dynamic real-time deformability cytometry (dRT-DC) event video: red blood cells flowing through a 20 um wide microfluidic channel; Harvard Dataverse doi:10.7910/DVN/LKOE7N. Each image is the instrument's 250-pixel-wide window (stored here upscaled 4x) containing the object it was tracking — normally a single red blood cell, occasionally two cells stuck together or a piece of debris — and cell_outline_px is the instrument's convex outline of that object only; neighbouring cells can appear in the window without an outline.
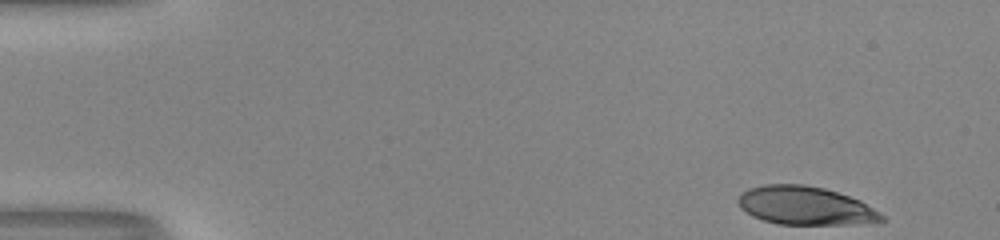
{"species": "human", "species_latin": "Homo sapiens", "temperature_condition": "room temperature", "stored_images_in_passage": 48, "camera_frame_rate_fps": 3000, "um_per_image_px": 0.085, "donor": {"sex": "male"}, "frame": {"image": 1, "passage_image": 1, "time_ms": 0.0, "image_size_px": [1000, 240], "cell_outline_px": [[888, 220], [876, 224], [776, 224], [752, 216], [740, 208], [736, 200], [740, 192], [748, 188], [764, 184], [804, 184], [824, 188], [860, 200], [880, 212]], "centroid_in_image_um": [68.47, 17.49], "position_along_channel_um": 16.5, "area_um2": 32.6}}
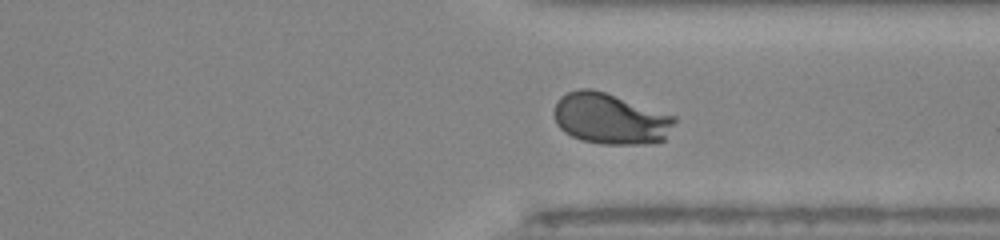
{"frame": {"image": 2, "passage_image": 36, "time_ms": 11.667, "image_size_px": [1000, 240], "cell_outline_px": [[676, 120], [664, 140], [644, 144], [600, 144], [580, 140], [564, 132], [556, 124], [552, 112], [552, 108], [556, 100], [560, 96], [568, 92], [580, 88], [592, 88], [676, 116]], "centroid_in_image_um": [51.81, 10.09], "position_along_channel_um": 359.6, "area_um2": 36.01}}
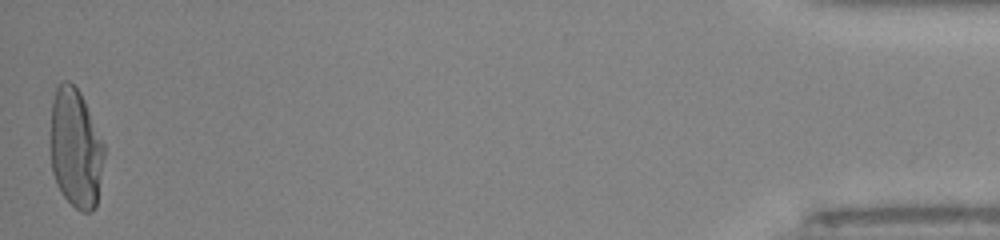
{"frame": {"image": 3, "passage_image": 48, "time_ms": 15.667, "image_size_px": [1000, 240], "cell_outline_px": [[104, 156], [96, 208], [92, 212], [80, 212], [60, 192], [56, 184], [52, 172], [52, 100], [56, 88], [64, 80], [68, 80], [80, 92], [84, 100], [104, 144]], "centroid_in_image_um": [6.44, 12.64], "position_along_channel_um": 428.8, "area_um2": 36.99}, "authors_computed_cell_mechanics": {"area_um2": 35.1713, "velocity_mm_per_s": 4.0545, "shape_relaxation_time_tau1_ms": 4.0697, "shape_relaxation_time_tau2_ms": null, "deformation_change_tau1": 0.2287, "deformation_change_tau2": null}}